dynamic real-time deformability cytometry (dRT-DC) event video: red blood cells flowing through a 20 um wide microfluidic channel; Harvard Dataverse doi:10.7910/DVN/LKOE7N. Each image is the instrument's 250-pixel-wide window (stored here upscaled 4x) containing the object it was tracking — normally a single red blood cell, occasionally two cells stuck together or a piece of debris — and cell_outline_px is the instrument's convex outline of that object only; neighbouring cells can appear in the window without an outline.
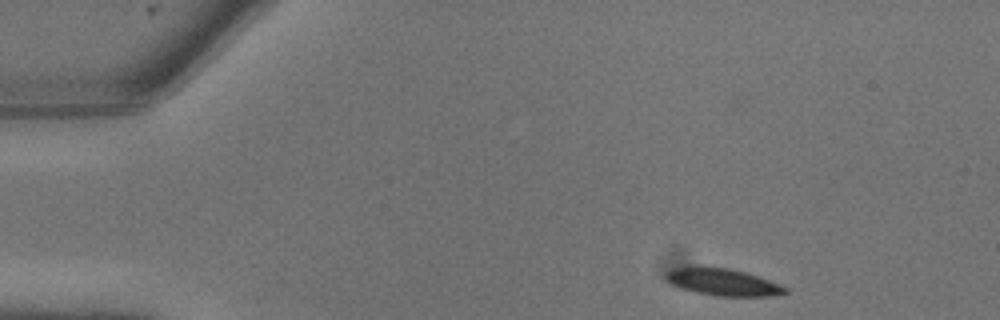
{"species": "common noctule bat (a hibernating species)", "species_latin": "Nyctalus noctula", "temperature_condition": "warm", "stored_images_in_passage": 12, "camera_frame_rate_fps": 3000, "um_per_image_px": 0.085, "animal": {"sex": "male", "body_mass_g": 13.3}, "frame": {"image": 1, "passage_image": 1, "time_ms": 0.0, "image_size_px": [1000, 320], "cell_outline_px": [[788, 292], [772, 296], [716, 296], [696, 292], [672, 284], [664, 276], [672, 268], [700, 264], [732, 268], [748, 272], [780, 284], [788, 288]], "centroid_in_image_um": [61.45, 23.93], "position_along_channel_um": 23.5, "area_um2": 19.31}}
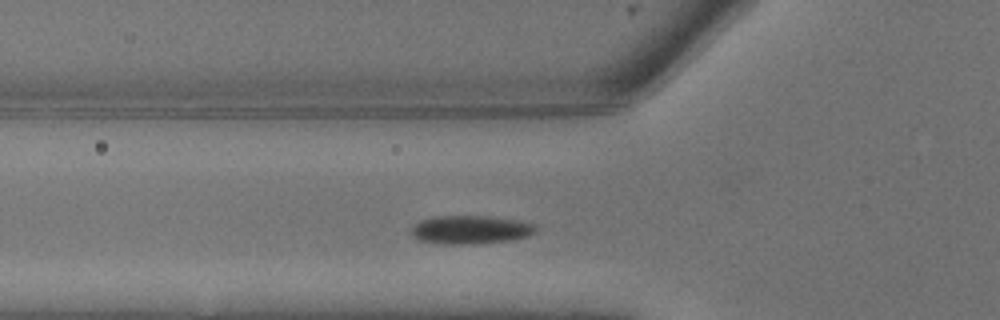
{"frame": {"image": 2, "passage_image": 6, "time_ms": 1.667, "image_size_px": [1000, 320], "cell_outline_px": [[536, 232], [528, 236], [508, 240], [472, 244], [444, 244], [420, 240], [412, 236], [412, 228], [420, 220], [432, 216], [492, 216], [520, 220], [536, 224]], "centroid_in_image_um": [40.02, 19.51], "position_along_channel_um": 85.8, "area_um2": 20.69}}
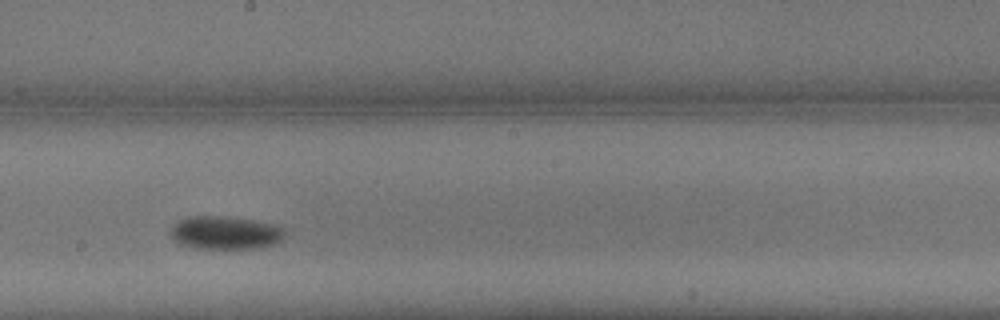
{"frame": {"image": 3, "passage_image": 11, "time_ms": 3.333, "image_size_px": [1000, 320], "cell_outline_px": [[284, 236], [276, 244], [252, 248], [192, 248], [180, 244], [172, 240], [168, 232], [172, 224], [188, 216], [224, 216], [252, 220], [276, 224], [284, 228]], "centroid_in_image_um": [19.09, 19.77], "position_along_channel_um": 229.1, "area_um2": 22.31}}